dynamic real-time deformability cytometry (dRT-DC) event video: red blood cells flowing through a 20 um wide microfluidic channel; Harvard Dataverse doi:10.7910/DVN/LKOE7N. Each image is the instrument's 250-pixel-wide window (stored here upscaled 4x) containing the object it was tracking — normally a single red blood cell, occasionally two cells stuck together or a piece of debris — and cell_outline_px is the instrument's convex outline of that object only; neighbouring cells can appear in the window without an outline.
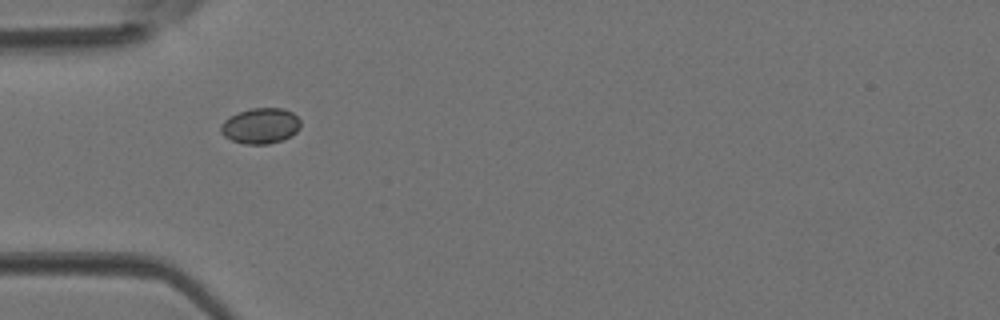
{"species": "Egyptian fruit bat (a non-hibernating species)", "species_latin": "Rousettus aegyptiacus", "temperature_condition": "room temperature", "stored_images_in_passage": 31, "camera_frame_rate_fps": 3000, "um_per_image_px": 0.085, "animal": {"sex": "female"}, "frame": {"image": 1, "passage_image": 1, "time_ms": 0.0, "image_size_px": [1000, 320], "cell_outline_px": [[300, 128], [292, 136], [268, 144], [244, 144], [232, 140], [224, 136], [220, 132], [220, 124], [228, 116], [252, 108], [284, 108], [292, 112], [300, 120]], "centroid_in_image_um": [22.13, 10.69], "position_along_channel_um": 62.9, "area_um2": 16.65}}
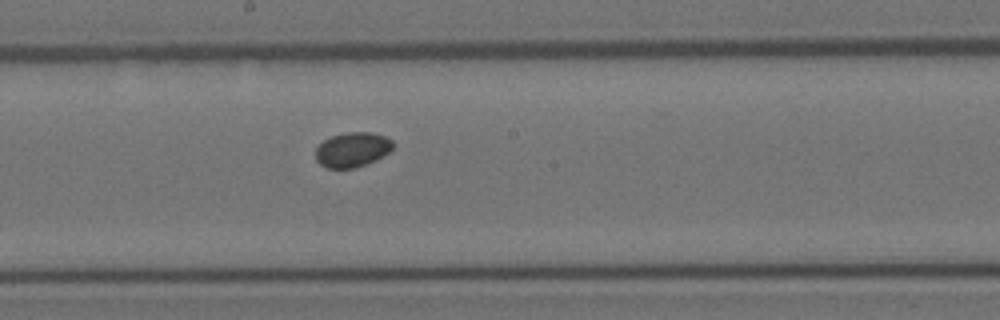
{"frame": {"image": 2, "passage_image": 11, "time_ms": 3.333, "image_size_px": [1000, 320], "cell_outline_px": [[392, 148], [388, 152], [376, 160], [356, 168], [328, 168], [320, 164], [316, 160], [316, 148], [324, 140], [332, 136], [348, 132], [372, 132], [384, 136], [392, 140]], "centroid_in_image_um": [29.94, 12.72], "position_along_channel_um": 218.3, "area_um2": 15.55}}
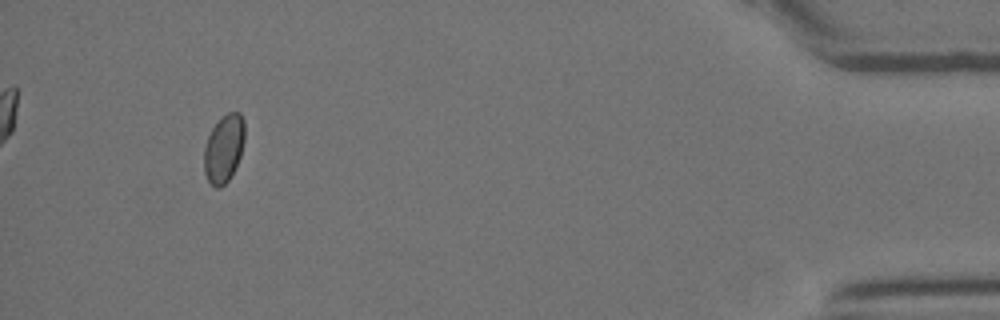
{"frame": {"image": 3, "passage_image": 28, "time_ms": 9.0, "image_size_px": [1000, 320], "cell_outline_px": [[244, 140], [240, 156], [228, 180], [220, 188], [216, 188], [208, 180], [204, 172], [204, 148], [208, 136], [212, 128], [228, 112], [240, 112], [244, 120]], "centroid_in_image_um": [19.02, 12.62], "position_along_channel_um": 416.2, "area_um2": 15.78}}